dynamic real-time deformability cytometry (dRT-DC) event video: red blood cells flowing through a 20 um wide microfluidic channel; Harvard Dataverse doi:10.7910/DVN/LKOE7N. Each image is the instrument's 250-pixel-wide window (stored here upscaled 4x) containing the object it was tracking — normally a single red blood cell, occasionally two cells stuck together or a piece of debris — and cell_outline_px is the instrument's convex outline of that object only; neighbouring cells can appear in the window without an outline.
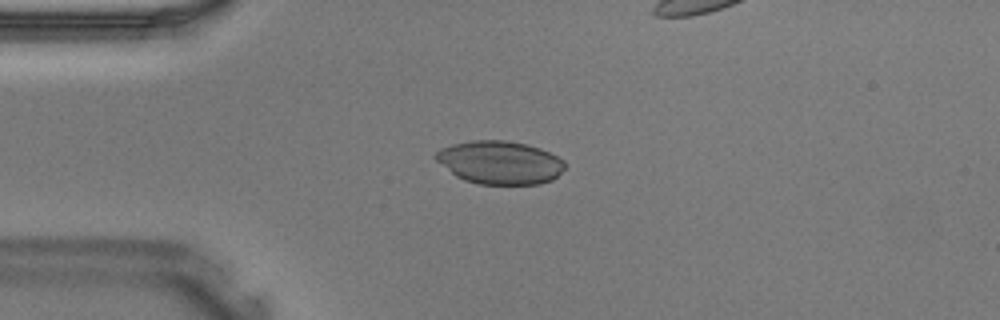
{"species": "Egyptian fruit bat (a non-hibernating species)", "species_latin": "Rousettus aegyptiacus", "temperature_condition": "warm", "stored_images_in_passage": 32, "camera_frame_rate_fps": 3000, "um_per_image_px": 0.085, "animal": {"sex": "male"}, "frame": {"image": 1, "passage_image": 2, "time_ms": 0.333, "image_size_px": [1000, 320], "cell_outline_px": [[564, 168], [552, 180], [540, 184], [480, 184], [464, 180], [456, 176], [436, 160], [432, 156], [440, 148], [452, 144], [472, 140], [504, 140], [524, 144], [540, 148], [564, 160]], "centroid_in_image_um": [42.45, 13.81], "position_along_channel_um": 42.5, "area_um2": 32.37}}
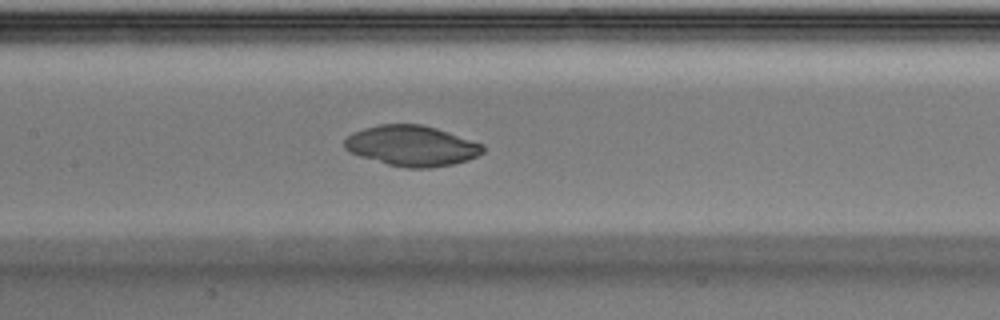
{"frame": {"image": 2, "passage_image": 11, "time_ms": 3.333, "image_size_px": [1000, 320], "cell_outline_px": [[484, 152], [468, 160], [452, 164], [432, 168], [408, 168], [388, 164], [360, 156], [344, 148], [344, 140], [352, 132], [364, 128], [380, 124], [420, 124], [436, 128], [484, 144]], "centroid_in_image_um": [35.01, 12.39], "position_along_channel_um": 172.4, "area_um2": 32.54}}
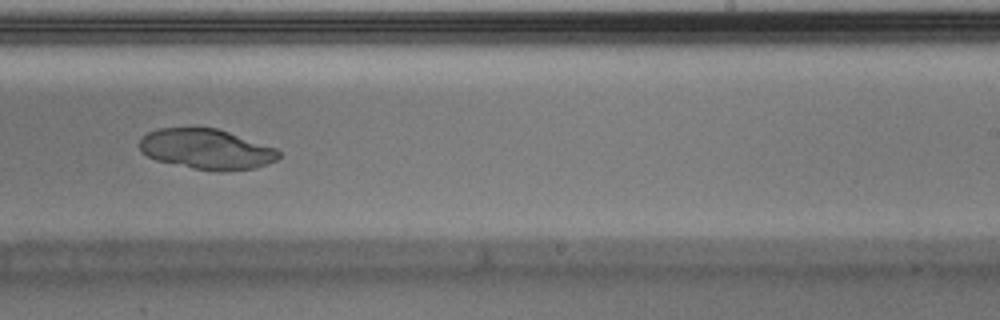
{"frame": {"image": 3, "passage_image": 17, "time_ms": 5.333, "image_size_px": [1000, 320], "cell_outline_px": [[280, 156], [276, 160], [256, 168], [220, 172], [192, 168], [156, 160], [148, 156], [140, 148], [140, 140], [148, 132], [156, 128], [216, 128], [276, 148], [280, 152]], "centroid_in_image_um": [17.57, 12.69], "position_along_channel_um": 271.4, "area_um2": 32.43}}